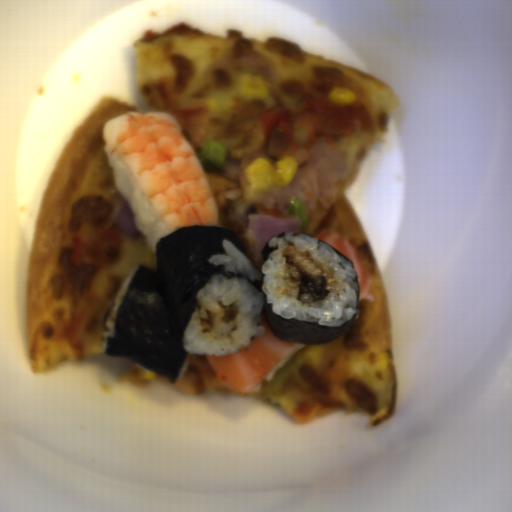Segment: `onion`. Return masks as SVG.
I'll return each mask as SVG.
<instances>
[{
	"label": "onion",
	"mask_w": 512,
	"mask_h": 512,
	"mask_svg": "<svg viewBox=\"0 0 512 512\" xmlns=\"http://www.w3.org/2000/svg\"><path fill=\"white\" fill-rule=\"evenodd\" d=\"M302 220L300 217L288 216L277 217L273 213H255L247 218V231L251 234V241L246 250V259L250 261L253 268L261 271L265 264L261 251L277 235L285 232L286 235L297 236L301 232Z\"/></svg>",
	"instance_id": "1"
},
{
	"label": "onion",
	"mask_w": 512,
	"mask_h": 512,
	"mask_svg": "<svg viewBox=\"0 0 512 512\" xmlns=\"http://www.w3.org/2000/svg\"><path fill=\"white\" fill-rule=\"evenodd\" d=\"M110 219L124 235L131 239L138 238L141 234L136 225L135 215L124 198L120 200Z\"/></svg>",
	"instance_id": "2"
}]
</instances>
